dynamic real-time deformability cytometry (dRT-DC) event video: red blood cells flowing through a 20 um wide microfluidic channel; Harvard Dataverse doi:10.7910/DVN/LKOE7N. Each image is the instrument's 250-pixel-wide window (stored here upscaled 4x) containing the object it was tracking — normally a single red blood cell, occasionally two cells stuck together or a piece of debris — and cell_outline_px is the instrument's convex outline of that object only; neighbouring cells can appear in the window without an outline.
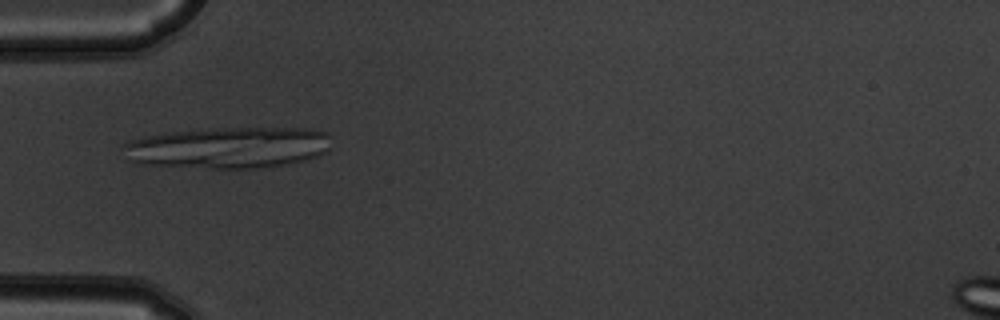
{"species": "common noctule bat (a hibernating species)", "species_latin": "Nyctalus noctula", "temperature_condition": "warm", "stored_images_in_passage": 8, "camera_frame_rate_fps": 3000, "um_per_image_px": 0.085, "animal": {"sex": "male", "body_mass_g": 19.5, "forearm_length_mm": 54.6}, "frame": {"image": 1, "passage_image": 5, "time_ms": 1.333, "image_size_px": [1000, 320], "cell_outline_px": [[328, 152], [320, 156], [304, 160], [264, 168], [208, 168], [140, 164], [128, 160], [124, 144], [128, 140], [144, 136], [172, 132], [216, 128], [304, 128], [328, 132]], "centroid_in_image_um": [19.42, 12.55], "position_along_channel_um": 65.6, "area_um2": 50.11}}
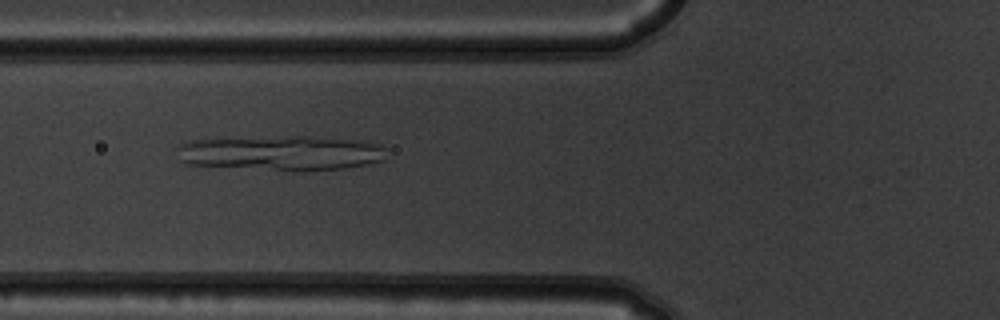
{"frame": {"image": 2, "passage_image": 6, "time_ms": 1.667, "image_size_px": [1000, 320], "cell_outline_px": [[388, 148], [384, 160], [368, 164], [344, 168], [304, 172], [292, 172], [184, 164], [180, 160], [172, 148], [176, 144], [192, 140], [288, 136], [308, 136], [348, 140], [380, 144]], "centroid_in_image_um": [23.82, 13.03], "position_along_channel_um": 102.0, "area_um2": 43.52}}